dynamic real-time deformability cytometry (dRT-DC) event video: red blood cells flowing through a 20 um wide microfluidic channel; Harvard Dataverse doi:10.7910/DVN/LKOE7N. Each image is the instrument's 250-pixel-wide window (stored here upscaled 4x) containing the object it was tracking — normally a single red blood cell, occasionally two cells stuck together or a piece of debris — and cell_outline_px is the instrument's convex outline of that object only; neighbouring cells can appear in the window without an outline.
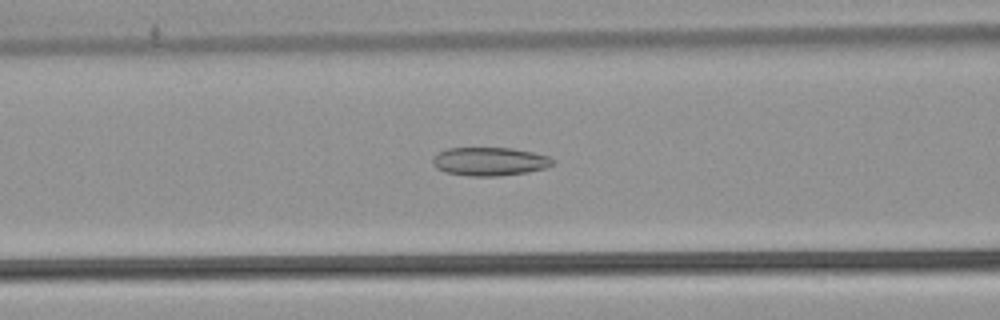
{"species": "common noctule bat (a hibernating species)", "species_latin": "Nyctalus noctula", "temperature_condition": "warm", "stored_images_in_passage": 38, "camera_frame_rate_fps": 3000, "um_per_image_px": 0.085, "animal": {"sex": "male", "body_mass_g": 21.5, "forearm_length_mm": 52.0}, "frame": {"image": 1, "passage_image": 7, "time_ms": 2.0, "image_size_px": [1000, 320], "cell_outline_px": [[556, 164], [544, 168], [528, 172], [500, 176], [468, 176], [444, 172], [436, 168], [432, 164], [432, 156], [448, 148], [512, 148], [532, 152], [548, 156], [556, 160]], "centroid_in_image_um": [41.62, 13.73], "position_along_channel_um": 125.0, "area_um2": 20.11}}
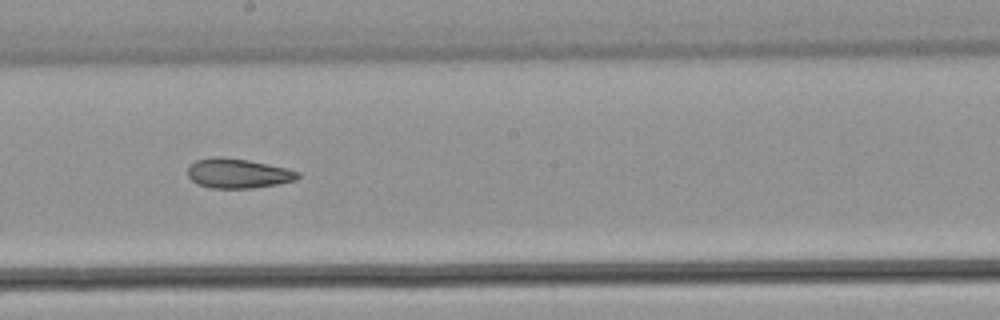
{"frame": {"image": 2, "passage_image": 15, "time_ms": 4.667, "image_size_px": [1000, 320], "cell_outline_px": [[300, 176], [296, 180], [276, 184], [252, 188], [212, 188], [196, 184], [188, 176], [188, 168], [196, 160], [216, 156], [220, 156], [248, 160], [288, 168], [300, 172]], "centroid_in_image_um": [20.24, 14.73], "position_along_channel_um": 228.0, "area_um2": 19.02}}
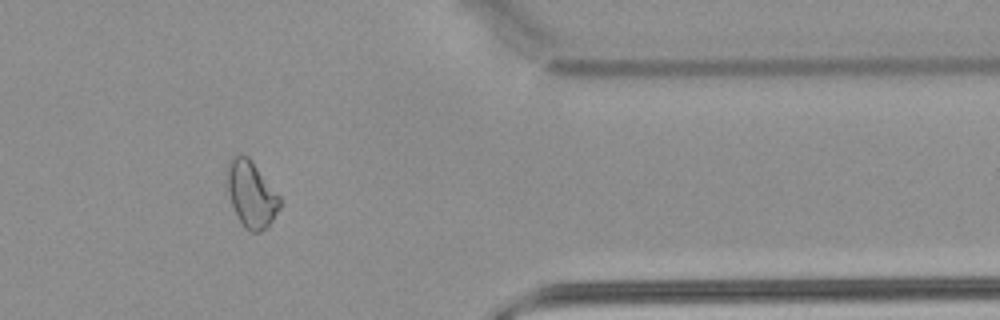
{"frame": {"image": 3, "passage_image": 29, "time_ms": 9.333, "image_size_px": [1000, 320], "cell_outline_px": [[280, 208], [272, 220], [260, 232], [248, 232], [244, 228], [232, 204], [228, 192], [224, 168], [228, 160], [240, 152], [248, 156], [280, 196]], "centroid_in_image_um": [21.32, 16.45], "position_along_channel_um": 390.1, "area_um2": 20.52}, "authors_computed_cell_mechanics": {"area_um2": 19.652, "velocity_mm_per_s": 3.8643, "shape_relaxation_time_tau1_ms": null, "shape_relaxation_time_tau2_ms": 3.0265, "deformation_change_tau1": null, "deformation_change_tau2": 0.106}}